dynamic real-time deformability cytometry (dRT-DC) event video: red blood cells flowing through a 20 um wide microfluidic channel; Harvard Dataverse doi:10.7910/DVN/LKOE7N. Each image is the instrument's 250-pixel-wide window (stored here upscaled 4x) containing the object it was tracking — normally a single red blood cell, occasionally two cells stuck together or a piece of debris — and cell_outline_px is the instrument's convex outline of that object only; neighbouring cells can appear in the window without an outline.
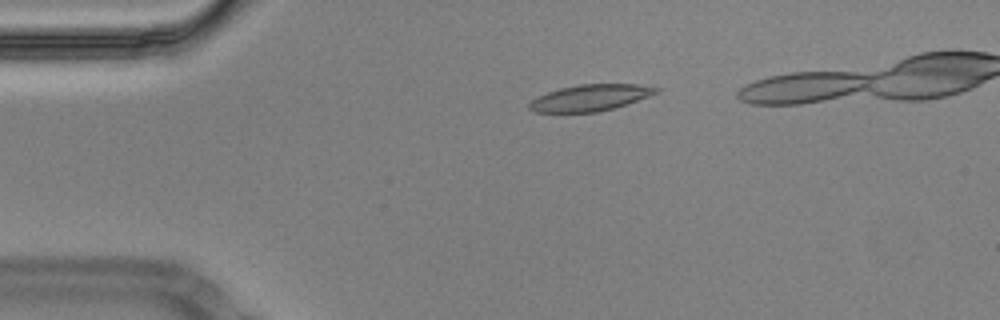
{"species": "Egyptian fruit bat (a non-hibernating species)", "species_latin": "Rousettus aegyptiacus", "temperature_condition": "cold", "stored_images_in_passage": 50, "camera_frame_rate_fps": 3000, "um_per_image_px": 0.085, "animal": {"sex": "male"}, "frame": {"image": 1, "passage_image": 12, "time_ms": 3.667, "image_size_px": [1000, 320], "cell_outline_px": [[660, 92], [612, 108], [596, 112], [536, 112], [528, 108], [528, 104], [536, 96], [560, 88], [580, 84], [636, 84], [660, 88]], "centroid_in_image_um": [50.13, 8.3], "position_along_channel_um": 34.9, "area_um2": 19.25}}
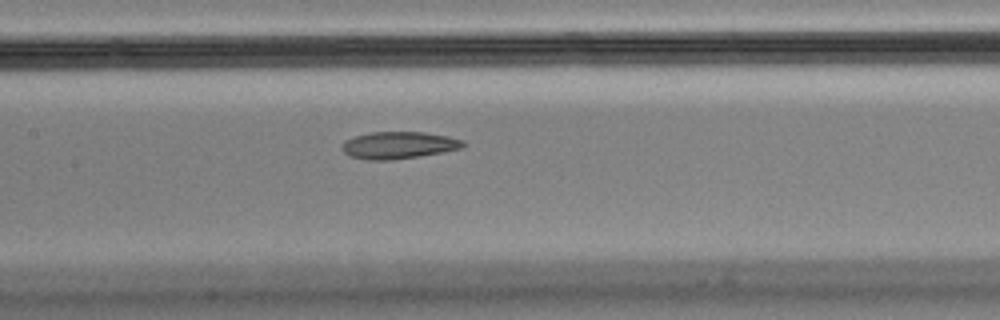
{"frame": {"image": 2, "passage_image": 27, "time_ms": 8.667, "image_size_px": [1000, 320], "cell_outline_px": [[468, 144], [464, 148], [444, 152], [392, 160], [368, 160], [348, 156], [340, 148], [344, 140], [356, 136], [372, 132], [424, 132], [448, 136], [464, 140]], "centroid_in_image_um": [33.91, 12.34], "position_along_channel_um": 173.5, "area_um2": 19.36}}
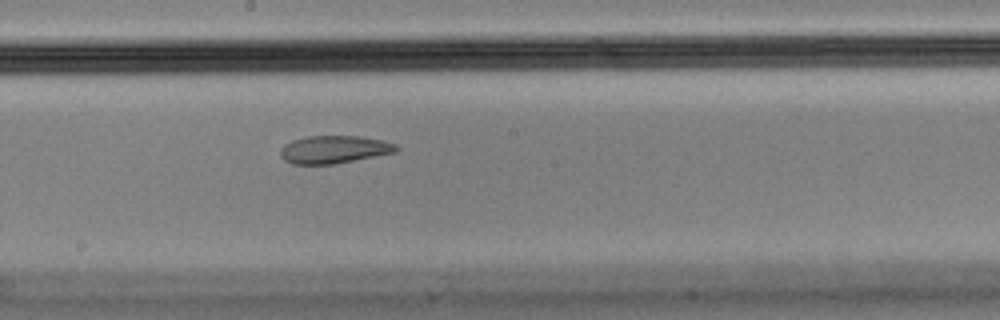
{"frame": {"image": 3, "passage_image": 31, "time_ms": 10.0, "image_size_px": [1000, 320], "cell_outline_px": [[400, 148], [396, 152], [332, 164], [292, 164], [284, 160], [280, 156], [280, 148], [284, 144], [292, 140], [308, 136], [360, 136], [384, 140], [396, 144]], "centroid_in_image_um": [28.38, 12.7], "position_along_channel_um": 219.8, "area_um2": 18.79}, "authors_computed_cell_mechanics": {"area_um2": 19.8832, "velocity_mm_per_s": 3.4891, "shape_relaxation_time_tau1_ms": null, "shape_relaxation_time_tau2_ms": 2.8635, "deformation_change_tau1": null, "deformation_change_tau2": 0.0811}}